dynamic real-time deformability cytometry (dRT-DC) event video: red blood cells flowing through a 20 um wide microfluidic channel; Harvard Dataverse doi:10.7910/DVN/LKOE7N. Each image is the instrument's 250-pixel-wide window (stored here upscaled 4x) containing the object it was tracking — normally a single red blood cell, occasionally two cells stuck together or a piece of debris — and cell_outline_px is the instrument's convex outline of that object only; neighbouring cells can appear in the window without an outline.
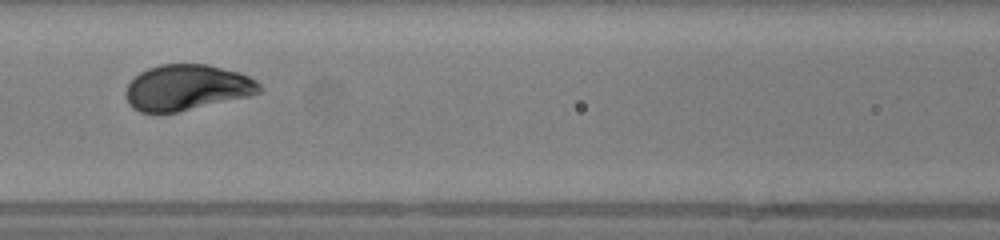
{"species": "human", "species_latin": "Homo sapiens", "temperature_condition": "warm", "stored_images_in_passage": 34, "camera_frame_rate_fps": 3000, "um_per_image_px": 0.085, "donor": {"sex": "female"}, "frame": {"image": 1, "passage_image": 15, "time_ms": 4.667, "image_size_px": [1000, 240], "cell_outline_px": [[264, 88], [260, 92], [248, 96], [176, 112], [140, 112], [132, 108], [128, 104], [124, 96], [124, 92], [128, 84], [140, 72], [148, 68], [160, 64], [208, 64], [240, 72], [256, 80]], "centroid_in_image_um": [15.87, 7.43], "position_along_channel_um": 150.7, "area_um2": 35.66}, "authors_computed_cell_mechanics": {"area_um2": 36.0383, "velocity_mm_per_s": 4.1428, "shape_relaxation_time_tau1_ms": 1.714, "shape_relaxation_time_tau2_ms": null, "deformation_change_tau1": 0.1286, "deformation_change_tau2": null}}